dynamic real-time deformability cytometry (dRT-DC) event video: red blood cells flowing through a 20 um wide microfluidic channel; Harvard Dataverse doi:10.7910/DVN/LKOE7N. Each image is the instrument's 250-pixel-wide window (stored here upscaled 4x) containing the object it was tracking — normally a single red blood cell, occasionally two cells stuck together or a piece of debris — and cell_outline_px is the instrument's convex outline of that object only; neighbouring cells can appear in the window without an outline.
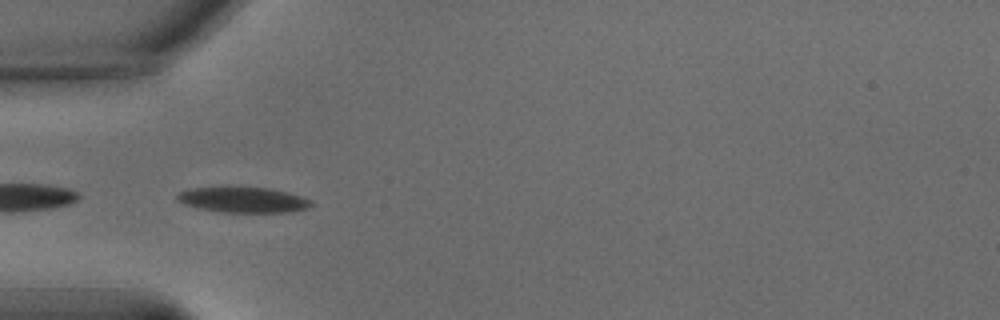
{"species": "common noctule bat (a hibernating species)", "species_latin": "Nyctalus noctula", "temperature_condition": "warm", "stored_images_in_passage": 38, "camera_frame_rate_fps": 3000, "um_per_image_px": 0.085, "animal": {"sex": "male", "body_mass_g": 15.6}, "frame": {"image": 1, "passage_image": 1, "time_ms": 0.0, "image_size_px": [1000, 320], "cell_outline_px": [[312, 204], [308, 208], [288, 212], [220, 212], [200, 208], [184, 204], [176, 196], [180, 192], [188, 188], [272, 188], [288, 192], [300, 196], [308, 200]], "centroid_in_image_um": [20.68, 16.99], "position_along_channel_um": 64.3, "area_um2": 19.42}}
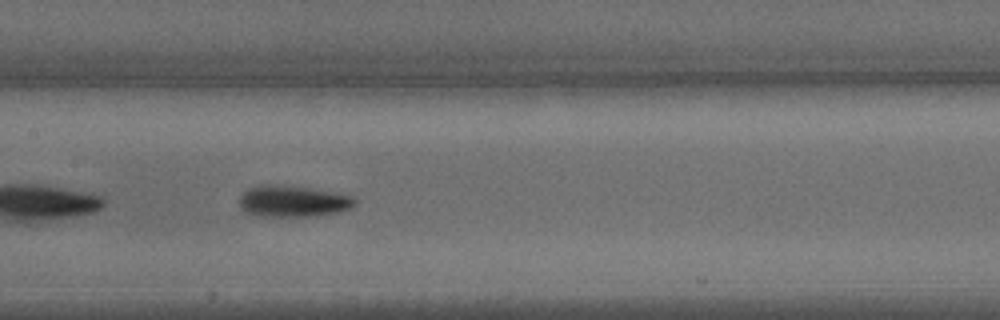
{"frame": {"image": 2, "passage_image": 11, "time_ms": 3.333, "image_size_px": [1000, 320], "cell_outline_px": [[356, 204], [340, 212], [308, 216], [256, 216], [244, 212], [240, 208], [240, 196], [248, 188], [260, 184], [280, 184], [332, 192], [352, 196], [356, 200]], "centroid_in_image_um": [24.84, 17.1], "position_along_channel_um": 182.6, "area_um2": 21.1}}
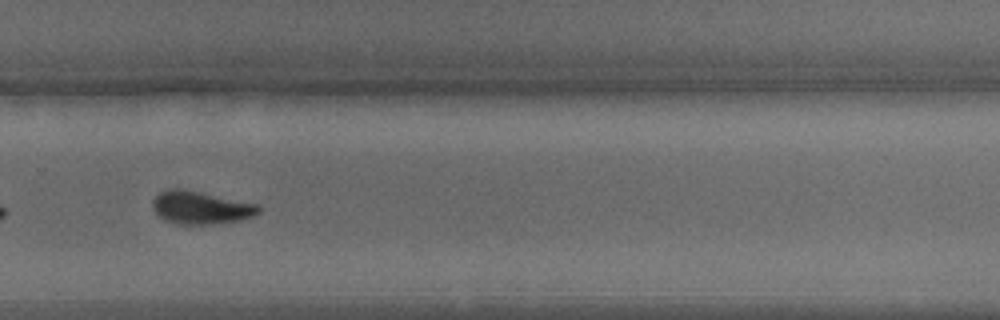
{"frame": {"image": 3, "passage_image": 22, "time_ms": 7.0, "image_size_px": [1000, 320], "cell_outline_px": [[260, 212], [252, 216], [240, 220], [212, 224], [180, 224], [164, 220], [152, 208], [152, 200], [160, 192], [168, 188], [180, 188], [260, 204]], "centroid_in_image_um": [17.06, 17.64], "position_along_channel_um": 312.7, "area_um2": 20.29}, "authors_computed_cell_mechanics": {"area_um2": 20.2011, "velocity_mm_per_s": 3.5677, "shape_relaxation_time_tau1_ms": 2.5492, "shape_relaxation_time_tau2_ms": 3.0595, "deformation_change_tau1": 0.1302, "deformation_change_tau2": 0.0972}}